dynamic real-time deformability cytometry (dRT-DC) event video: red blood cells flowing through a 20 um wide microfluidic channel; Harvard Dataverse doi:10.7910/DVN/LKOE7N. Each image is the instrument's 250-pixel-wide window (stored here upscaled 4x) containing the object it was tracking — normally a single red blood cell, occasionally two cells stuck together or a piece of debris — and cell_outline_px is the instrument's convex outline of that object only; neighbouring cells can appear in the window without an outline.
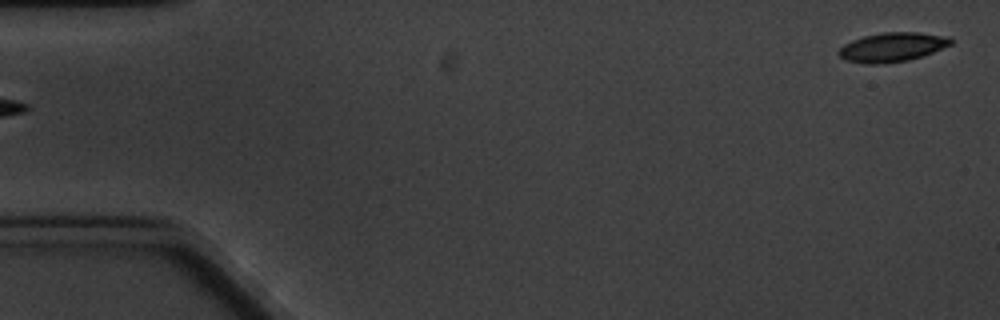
{"species": "common noctule bat (a hibernating species)", "species_latin": "Nyctalus noctula", "temperature_condition": "cold", "stored_images_in_passage": 6, "segment_of_instrument_passage": [2, 2], "camera_frame_rate_fps": 3000, "um_per_image_px": 0.085, "animal": {"sex": "male", "body_mass_g": 20.1, "forearm_length_mm": 53.5}, "frame": {"image": 1, "passage_image": 6, "time_ms": 6.667, "image_size_px": [1000, 320], "cell_outline_px": [[952, 44], [932, 52], [908, 60], [876, 64], [864, 64], [848, 60], [840, 56], [836, 52], [844, 44], [852, 40], [864, 36], [884, 32], [916, 32], [952, 36]], "centroid_in_image_um": [75.85, 3.99], "position_along_channel_um": 9.2, "area_um2": 18.96}}